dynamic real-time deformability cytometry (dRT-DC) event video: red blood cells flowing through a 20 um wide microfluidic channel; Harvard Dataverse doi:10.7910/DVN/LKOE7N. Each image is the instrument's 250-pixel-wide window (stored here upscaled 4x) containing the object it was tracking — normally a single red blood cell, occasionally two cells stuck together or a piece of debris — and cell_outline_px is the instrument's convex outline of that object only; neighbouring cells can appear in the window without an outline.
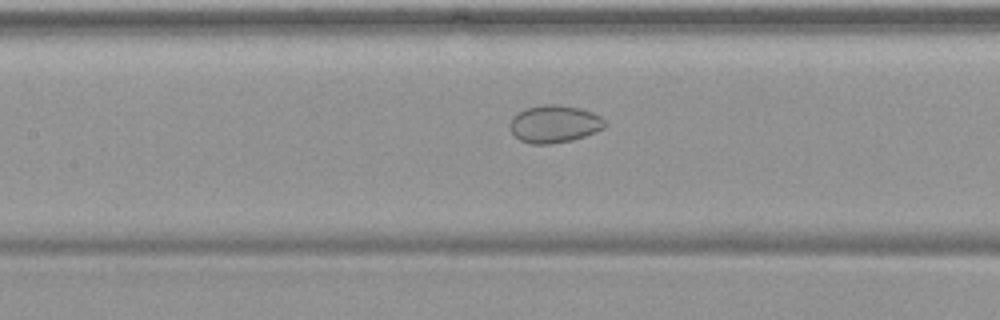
{"species": "common noctule bat (a hibernating species)", "species_latin": "Nyctalus noctula", "temperature_condition": "warm", "stored_images_in_passage": 55, "camera_frame_rate_fps": 3000, "um_per_image_px": 0.085, "animal": {"sex": "female", "body_mass_g": 19.9}, "frame": {"image": 1, "passage_image": 26, "time_ms": 8.333, "image_size_px": [1000, 320], "cell_outline_px": [[608, 124], [604, 128], [596, 132], [572, 140], [552, 144], [532, 144], [520, 140], [508, 128], [508, 124], [512, 116], [516, 112], [524, 108], [544, 104], [560, 104], [580, 108], [592, 112], [600, 116]], "centroid_in_image_um": [47.1, 10.52], "position_along_channel_um": 160.3, "area_um2": 21.15}}
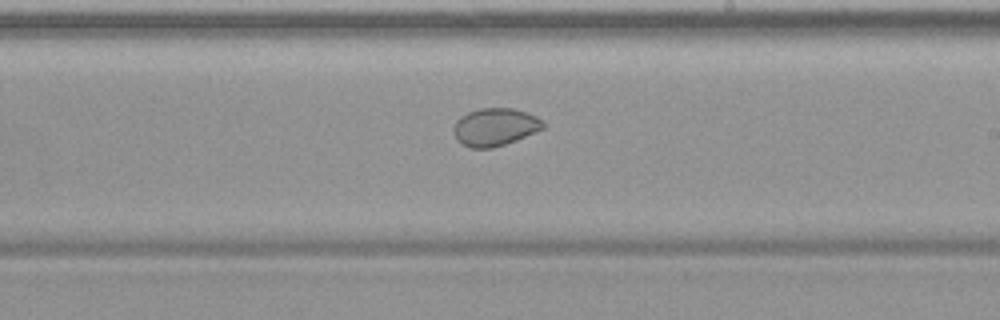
{"frame": {"image": 2, "passage_image": 33, "time_ms": 10.667, "image_size_px": [1000, 320], "cell_outline_px": [[544, 128], [516, 140], [492, 148], [468, 148], [456, 140], [452, 132], [452, 128], [456, 120], [460, 116], [468, 112], [480, 108], [512, 108], [536, 116], [544, 120]], "centroid_in_image_um": [42.02, 10.8], "position_along_channel_um": 247.0, "area_um2": 19.83}}
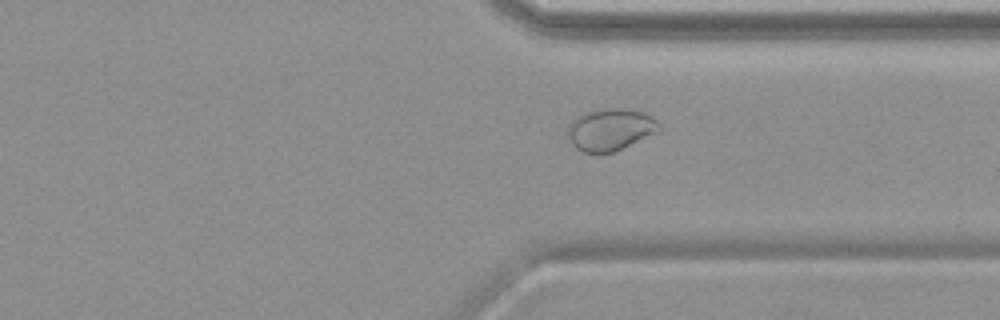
{"frame": {"image": 3, "passage_image": 42, "time_ms": 13.667, "image_size_px": [1000, 320], "cell_outline_px": [[660, 128], [656, 132], [612, 152], [584, 152], [576, 148], [572, 144], [568, 136], [568, 124], [576, 116], [584, 112], [608, 108], [616, 108], [644, 112], [652, 116], [660, 124]], "centroid_in_image_um": [51.84, 10.99], "position_along_channel_um": 359.6, "area_um2": 21.96}, "authors_computed_cell_mechanics": {"area_um2": 26.7614, "velocity_mm_per_s": 3.7353, "shape_relaxation_time_tau1_ms": null, "shape_relaxation_time_tau2_ms": 1.319, "deformation_change_tau1": null, "deformation_change_tau2": 0.0349}}